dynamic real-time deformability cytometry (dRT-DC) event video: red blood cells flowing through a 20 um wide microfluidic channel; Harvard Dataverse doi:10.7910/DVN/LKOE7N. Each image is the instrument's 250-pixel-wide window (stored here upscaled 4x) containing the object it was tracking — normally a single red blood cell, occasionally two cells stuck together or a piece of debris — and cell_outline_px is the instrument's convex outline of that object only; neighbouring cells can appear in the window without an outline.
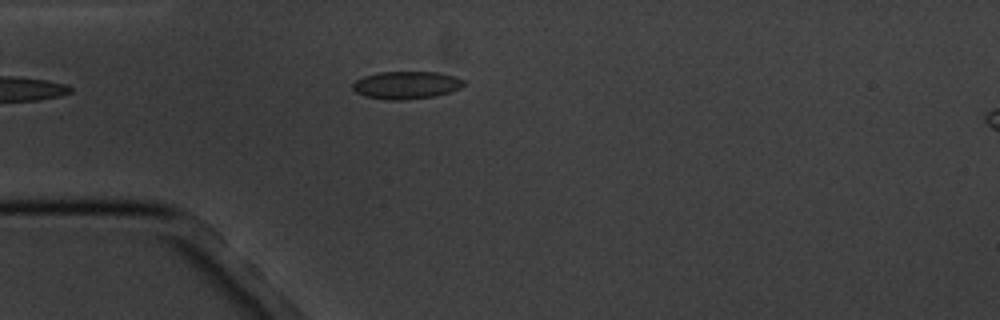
{"species": "common noctule bat (a hibernating species)", "species_latin": "Nyctalus noctula", "temperature_condition": "cold", "stored_images_in_passage": 4, "camera_frame_rate_fps": 3000, "um_per_image_px": 0.085, "animal": {"sex": "male", "body_mass_g": 20.1, "forearm_length_mm": 53.5}, "frame": {"image": 1, "passage_image": 4, "time_ms": 4.333, "image_size_px": [1000, 320], "cell_outline_px": [[464, 84], [460, 88], [436, 96], [404, 100], [388, 100], [364, 96], [356, 92], [352, 88], [352, 84], [356, 80], [364, 76], [380, 72], [436, 72], [456, 76], [464, 80]], "centroid_in_image_um": [34.53, 7.23], "position_along_channel_um": 50.5, "area_um2": 17.92}}